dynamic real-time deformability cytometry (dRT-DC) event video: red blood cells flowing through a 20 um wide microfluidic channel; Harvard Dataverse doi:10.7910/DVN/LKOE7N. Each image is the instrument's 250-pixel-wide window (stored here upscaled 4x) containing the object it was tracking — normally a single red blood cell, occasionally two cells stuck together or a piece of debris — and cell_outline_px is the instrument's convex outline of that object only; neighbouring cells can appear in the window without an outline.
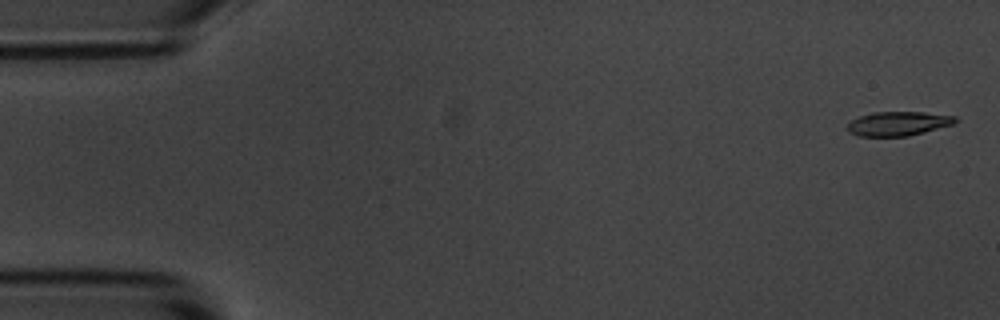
{"species": "common noctule bat (a hibernating species)", "species_latin": "Nyctalus noctula", "temperature_condition": "room temperature", "stored_images_in_passage": 54, "camera_frame_rate_fps": 3000, "um_per_image_px": 0.085, "animal": {"sex": "male", "body_mass_g": 20.1, "forearm_length_mm": 53.5}, "frame": {"image": 1, "passage_image": 1, "time_ms": 0.0, "image_size_px": [1000, 320], "cell_outline_px": [[960, 120], [952, 124], [924, 132], [908, 136], [856, 136], [848, 132], [848, 124], [852, 120], [860, 116], [872, 112], [924, 112], [956, 116]], "centroid_in_image_um": [76.35, 10.5], "position_along_channel_um": 8.6, "area_um2": 15.2}}
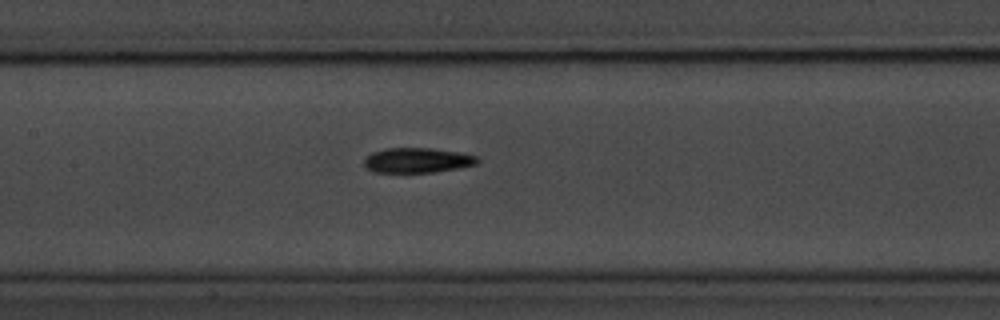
{"frame": {"image": 2, "passage_image": 25, "time_ms": 8.0, "image_size_px": [1000, 320], "cell_outline_px": [[480, 160], [476, 164], [460, 168], [436, 172], [376, 172], [368, 168], [364, 164], [364, 156], [372, 152], [384, 148], [432, 148], [456, 152], [476, 156]], "centroid_in_image_um": [35.45, 13.62], "position_along_channel_um": 171.9, "area_um2": 16.47}}
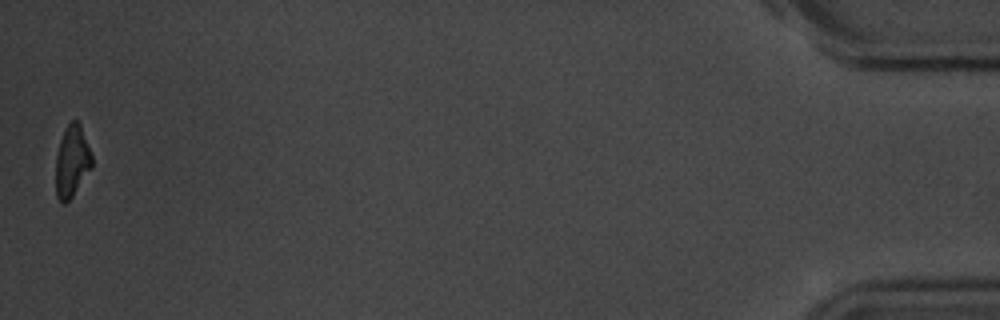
{"frame": {"image": 3, "passage_image": 54, "time_ms": 17.667, "image_size_px": [1000, 320], "cell_outline_px": [[92, 168], [72, 196], [64, 204], [56, 196], [56, 156], [60, 140], [64, 128], [72, 120], [76, 120], [80, 124], [92, 156]], "centroid_in_image_um": [6.11, 13.7], "position_along_channel_um": 429.1, "area_um2": 14.97}, "authors_computed_cell_mechanics": {"area_um2": 16.2418, "velocity_mm_per_s": 3.6408, "shape_relaxation_time_tau1_ms": 3.0377, "shape_relaxation_time_tau2_ms": 4.0884, "deformation_change_tau1": 0.1545, "deformation_change_tau2": 0.122}}